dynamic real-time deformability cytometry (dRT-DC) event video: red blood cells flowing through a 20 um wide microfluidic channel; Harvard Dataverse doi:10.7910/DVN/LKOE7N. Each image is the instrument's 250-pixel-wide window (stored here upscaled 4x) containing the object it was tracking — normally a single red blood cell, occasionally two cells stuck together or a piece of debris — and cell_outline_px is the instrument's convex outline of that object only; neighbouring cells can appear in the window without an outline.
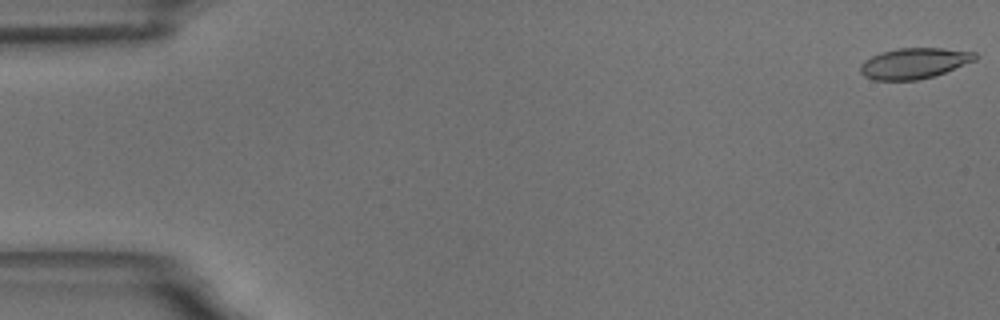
{"species": "common noctule bat (a hibernating species)", "species_latin": "Nyctalus noctula", "temperature_condition": "room temperature", "stored_images_in_passage": 58, "camera_frame_rate_fps": 3000, "um_per_image_px": 0.085, "animal": {"sex": "male", "body_mass_g": 18.8}, "frame": {"image": 1, "passage_image": 1, "time_ms": 0.0, "image_size_px": [1000, 320], "cell_outline_px": [[980, 56], [976, 60], [944, 72], [932, 76], [916, 80], [872, 80], [864, 76], [860, 72], [860, 64], [864, 60], [880, 52], [900, 48], [944, 48], [976, 52]], "centroid_in_image_um": [77.7, 5.37], "position_along_channel_um": 7.3, "area_um2": 20.58}}
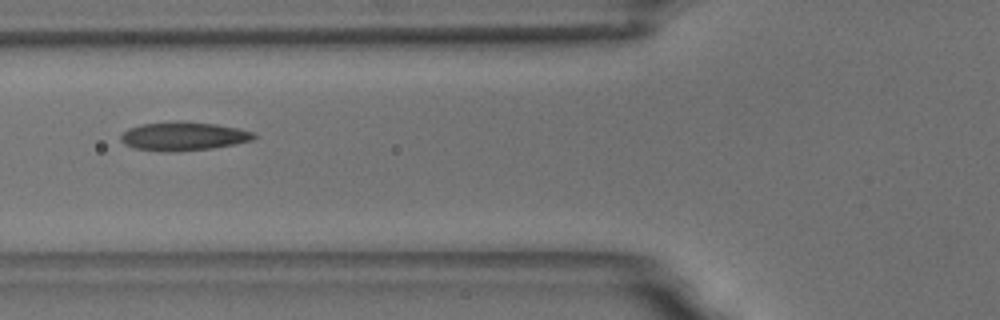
{"frame": {"image": 2, "passage_image": 22, "time_ms": 7.0, "image_size_px": [1000, 320], "cell_outline_px": [[256, 136], [252, 140], [236, 144], [212, 148], [176, 152], [168, 152], [132, 148], [124, 144], [120, 140], [120, 136], [128, 128], [140, 124], [216, 124], [240, 128], [252, 132]], "centroid_in_image_um": [15.59, 11.63], "position_along_channel_um": 110.2, "area_um2": 21.44}}
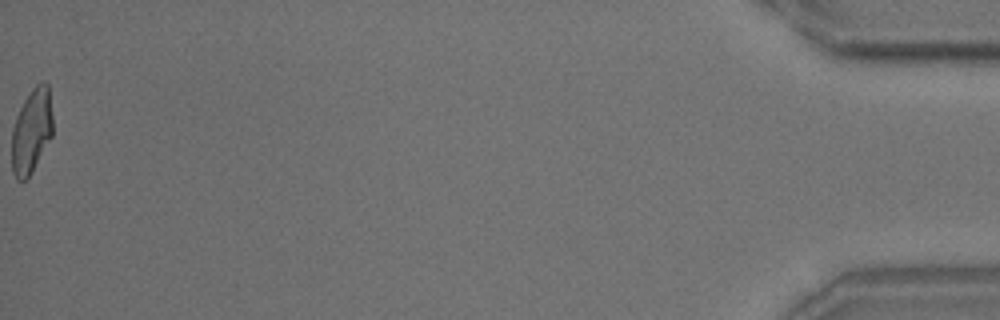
{"frame": {"image": 3, "passage_image": 58, "time_ms": 19.0, "image_size_px": [1000, 320], "cell_outline_px": [[52, 136], [28, 180], [16, 180], [12, 172], [12, 128], [16, 116], [24, 100], [32, 88], [40, 80], [44, 80], [48, 84], [52, 116]], "centroid_in_image_um": [2.68, 11.14], "position_along_channel_um": 432.5, "area_um2": 20.46}, "authors_computed_cell_mechanics": {"area_um2": 21.1837, "velocity_mm_per_s": 3.5255, "shape_relaxation_time_tau1_ms": 6.5137, "shape_relaxation_time_tau2_ms": 1.9018, "deformation_change_tau1": 0.1847, "deformation_change_tau2": 0.0899}}